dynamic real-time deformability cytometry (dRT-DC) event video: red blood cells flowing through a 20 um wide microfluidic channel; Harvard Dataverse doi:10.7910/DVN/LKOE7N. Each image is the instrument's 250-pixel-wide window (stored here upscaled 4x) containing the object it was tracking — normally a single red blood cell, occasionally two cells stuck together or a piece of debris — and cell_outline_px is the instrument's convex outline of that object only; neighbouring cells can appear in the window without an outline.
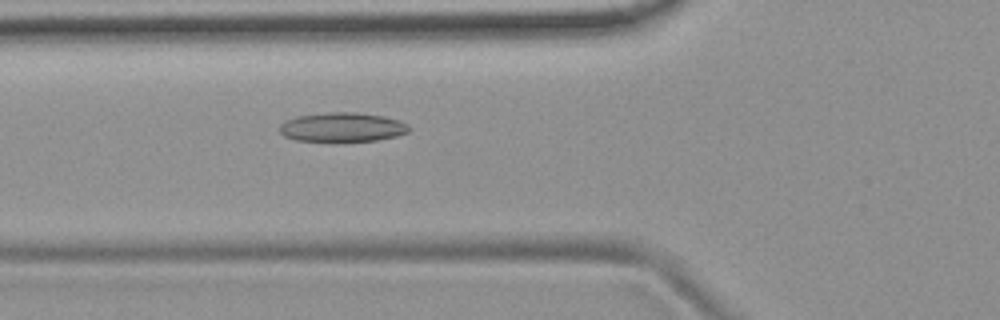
{"species": "common noctule bat (a hibernating species)", "species_latin": "Nyctalus noctula", "temperature_condition": "room temperature", "stored_images_in_passage": 3, "camera_frame_rate_fps": 3000, "um_per_image_px": 0.085, "animal": {"sex": "female", "body_mass_g": 19.9}, "frame": {"image": 1, "passage_image": 3, "time_ms": 2.333, "image_size_px": [1000, 320], "cell_outline_px": [[412, 128], [408, 132], [396, 136], [376, 140], [296, 140], [284, 136], [280, 132], [280, 124], [284, 120], [296, 116], [328, 112], [356, 112], [380, 116], [400, 120], [408, 124]], "centroid_in_image_um": [29.09, 10.79], "position_along_channel_um": 96.7, "area_um2": 21.79}}